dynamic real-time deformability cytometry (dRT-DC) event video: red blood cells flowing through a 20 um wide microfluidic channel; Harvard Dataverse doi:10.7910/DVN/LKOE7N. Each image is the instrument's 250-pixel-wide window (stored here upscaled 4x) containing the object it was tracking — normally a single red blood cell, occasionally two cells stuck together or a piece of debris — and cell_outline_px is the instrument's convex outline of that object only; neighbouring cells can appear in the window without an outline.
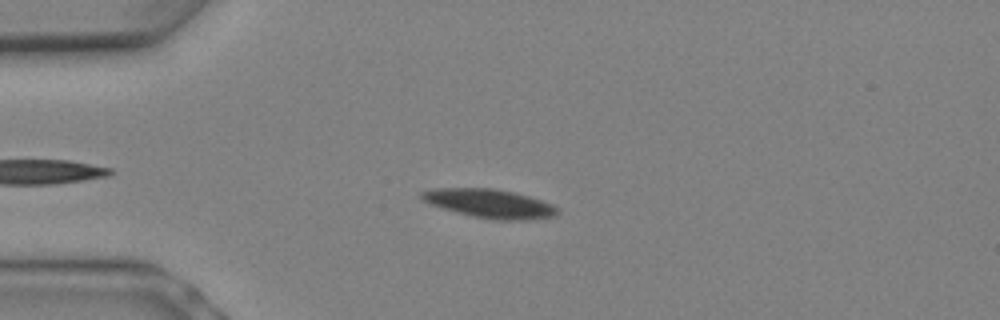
{"species": "Egyptian fruit bat (a non-hibernating species)", "species_latin": "Rousettus aegyptiacus", "temperature_condition": "warm", "stored_images_in_passage": 5, "camera_frame_rate_fps": 3000, "um_per_image_px": 0.085, "animal": {"sex": "female"}, "frame": {"image": 1, "passage_image": 4, "time_ms": 1.0, "image_size_px": [1000, 320], "cell_outline_px": [[560, 212], [556, 216], [524, 220], [496, 220], [472, 216], [456, 212], [432, 204], [424, 200], [420, 196], [420, 192], [432, 188], [492, 188], [512, 192], [544, 200], [552, 204]], "centroid_in_image_um": [41.65, 17.3], "position_along_channel_um": 43.4, "area_um2": 22.66}}